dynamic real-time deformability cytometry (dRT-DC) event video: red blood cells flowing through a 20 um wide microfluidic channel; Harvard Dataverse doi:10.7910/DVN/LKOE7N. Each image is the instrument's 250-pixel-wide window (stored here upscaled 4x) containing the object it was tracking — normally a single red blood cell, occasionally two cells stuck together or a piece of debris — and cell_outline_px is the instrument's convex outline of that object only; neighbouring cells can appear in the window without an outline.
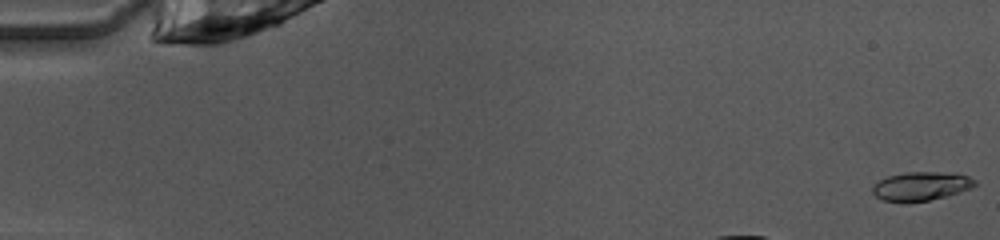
{"species": "common noctule bat (a hibernating species)", "species_latin": "Nyctalus noctula", "temperature_condition": "warm", "stored_images_in_passage": 45, "camera_frame_rate_fps": 3000, "um_per_image_px": 0.085, "animal": {"sex": "female", "body_mass_g": 10.0, "forearm_length_mm": 53.1}, "frame": {"image": 1, "passage_image": 1, "time_ms": 0.0, "image_size_px": [1000, 240], "cell_outline_px": [[976, 184], [972, 188], [960, 192], [928, 200], [908, 204], [904, 204], [884, 200], [876, 196], [872, 192], [872, 188], [880, 180], [888, 176], [904, 172], [956, 172], [968, 176], [976, 180]], "centroid_in_image_um": [78.31, 15.83], "position_along_channel_um": 6.7, "area_um2": 17.46}}
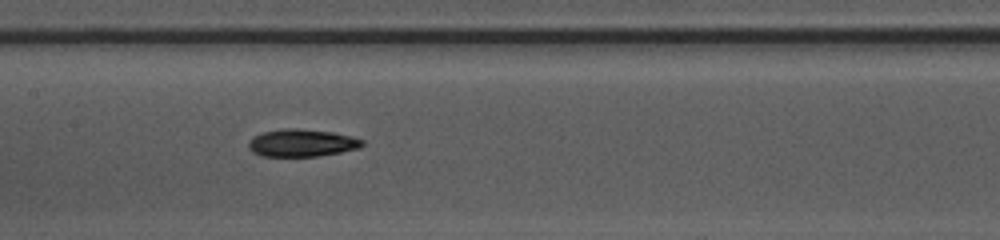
{"frame": {"image": 2, "passage_image": 25, "time_ms": 8.0, "image_size_px": [1000, 240], "cell_outline_px": [[364, 144], [360, 148], [340, 152], [316, 156], [260, 156], [252, 152], [248, 148], [248, 140], [252, 136], [264, 132], [284, 128], [296, 128], [332, 132], [352, 136], [364, 140]], "centroid_in_image_um": [25.63, 12.14], "position_along_channel_um": 181.8, "area_um2": 18.32}}
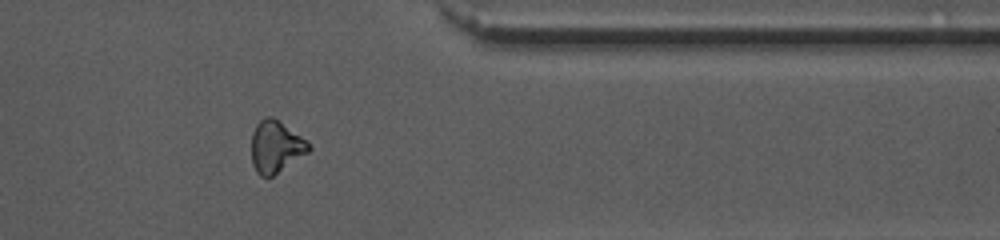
{"frame": {"image": 3, "passage_image": 41, "time_ms": 13.333, "image_size_px": [1000, 240], "cell_outline_px": [[312, 148], [308, 152], [272, 176], [260, 176], [256, 172], [252, 164], [252, 132], [256, 124], [264, 116], [272, 116], [308, 140]], "centroid_in_image_um": [23.44, 12.44], "position_along_channel_um": 388.0, "area_um2": 17.34}, "authors_computed_cell_mechanics": {"area_um2": 17.5134, "velocity_mm_per_s": 4.0581, "shape_relaxation_time_tau1_ms": 3.1004, "shape_relaxation_time_tau2_ms": null, "deformation_change_tau1": 0.1147, "deformation_change_tau2": null}}